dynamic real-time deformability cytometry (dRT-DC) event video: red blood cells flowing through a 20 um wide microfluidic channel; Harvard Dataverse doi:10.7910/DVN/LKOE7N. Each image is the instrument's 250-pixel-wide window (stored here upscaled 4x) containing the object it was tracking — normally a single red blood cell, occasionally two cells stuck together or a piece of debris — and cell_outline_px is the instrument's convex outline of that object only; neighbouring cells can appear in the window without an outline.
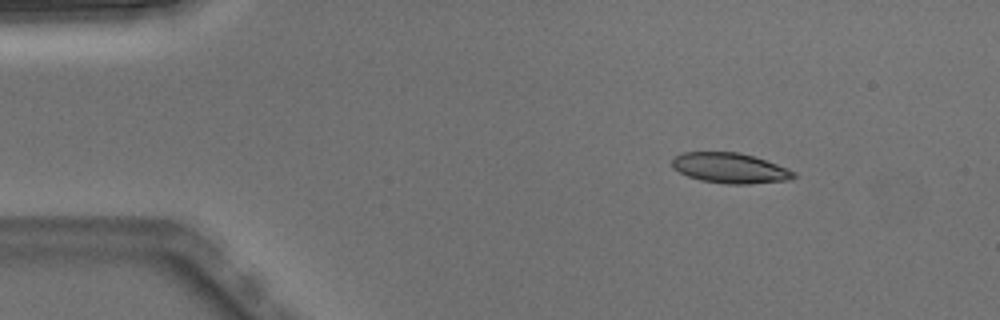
{"species": "Egyptian fruit bat (a non-hibernating species)", "species_latin": "Rousettus aegyptiacus", "temperature_condition": "warm", "stored_images_in_passage": 2, "camera_frame_rate_fps": 3000, "um_per_image_px": 0.085, "animal": {"sex": "male"}, "frame": {"image": 1, "passage_image": 1, "time_ms": 0.0, "image_size_px": [1000, 320], "cell_outline_px": [[796, 176], [788, 180], [748, 184], [724, 184], [700, 180], [688, 176], [672, 168], [672, 160], [676, 156], [684, 152], [740, 152], [788, 168], [796, 172]], "centroid_in_image_um": [62.05, 14.29], "position_along_channel_um": 23.0, "area_um2": 21.39}}